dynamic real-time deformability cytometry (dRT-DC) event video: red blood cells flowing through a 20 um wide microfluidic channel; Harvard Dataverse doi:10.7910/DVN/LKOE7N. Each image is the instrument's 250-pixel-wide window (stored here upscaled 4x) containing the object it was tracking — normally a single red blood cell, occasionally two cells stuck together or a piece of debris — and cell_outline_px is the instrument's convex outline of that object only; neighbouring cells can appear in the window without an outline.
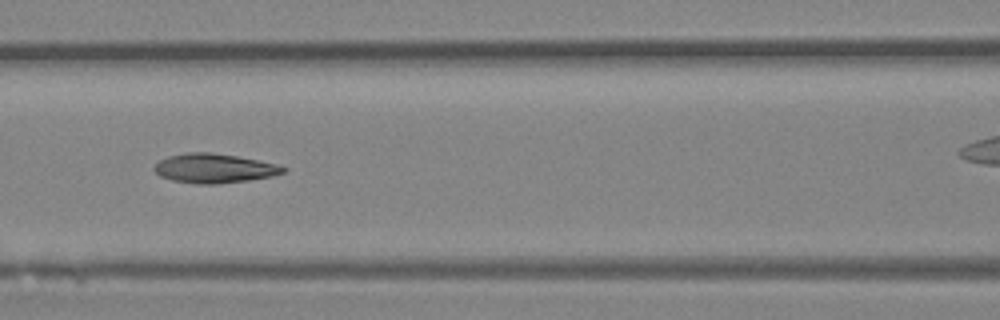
{"species": "Egyptian fruit bat (a non-hibernating species)", "species_latin": "Rousettus aegyptiacus", "temperature_condition": "room temperature", "stored_images_in_passage": 38, "camera_frame_rate_fps": 3000, "um_per_image_px": 0.085, "animal": {"sex": "female"}, "frame": {"image": 1, "passage_image": 20, "time_ms": 6.333, "image_size_px": [1000, 320], "cell_outline_px": [[288, 168], [284, 172], [272, 176], [248, 180], [216, 184], [196, 184], [172, 180], [160, 176], [152, 168], [160, 160], [168, 156], [188, 152], [212, 152], [236, 156], [276, 164]], "centroid_in_image_um": [18.18, 14.31], "position_along_channel_um": 148.4, "area_um2": 21.91}}
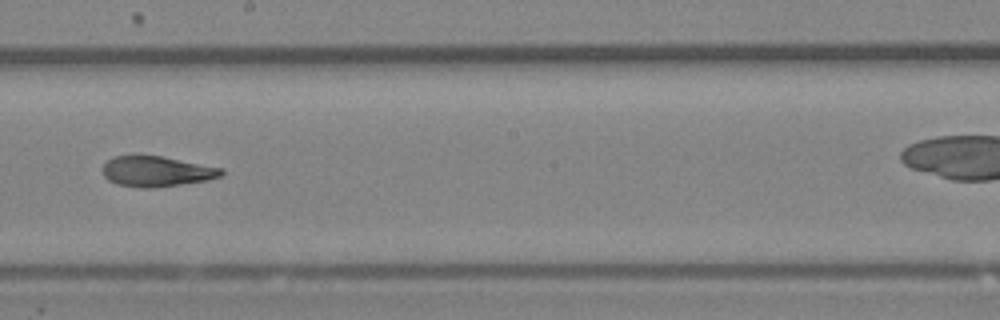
{"frame": {"image": 2, "passage_image": 26, "time_ms": 8.333, "image_size_px": [1000, 320], "cell_outline_px": [[224, 172], [220, 176], [208, 180], [152, 188], [140, 188], [116, 184], [108, 180], [104, 176], [104, 164], [108, 160], [116, 156], [160, 156], [224, 168]], "centroid_in_image_um": [13.33, 14.58], "position_along_channel_um": 234.9, "area_um2": 20.81}}
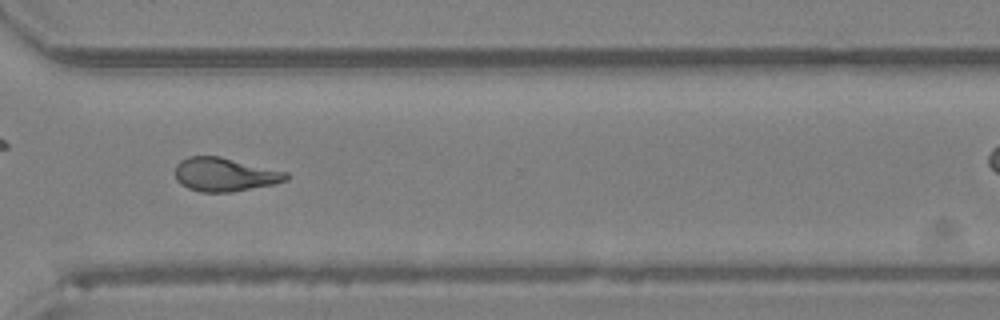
{"frame": {"image": 3, "passage_image": 34, "time_ms": 11.0, "image_size_px": [1000, 320], "cell_outline_px": [[288, 180], [272, 184], [232, 192], [200, 192], [188, 188], [180, 184], [176, 180], [176, 164], [180, 160], [188, 156], [220, 156], [288, 172]], "centroid_in_image_um": [19.08, 14.83], "position_along_channel_um": 351.5, "area_um2": 21.79}}